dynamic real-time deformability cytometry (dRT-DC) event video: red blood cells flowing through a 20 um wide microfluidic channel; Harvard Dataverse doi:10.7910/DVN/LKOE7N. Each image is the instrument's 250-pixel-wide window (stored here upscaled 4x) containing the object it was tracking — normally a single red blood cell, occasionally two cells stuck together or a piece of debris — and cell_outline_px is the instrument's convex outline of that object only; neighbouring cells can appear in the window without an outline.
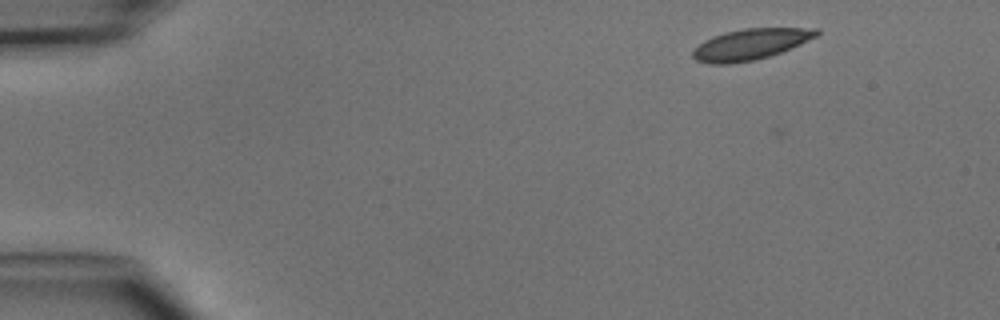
{"species": "common noctule bat (a hibernating species)", "species_latin": "Nyctalus noctula", "temperature_condition": "cold", "stored_images_in_passage": 5, "camera_frame_rate_fps": 3000, "um_per_image_px": 0.085, "animal": {"sex": "male", "body_mass_g": 15.6}, "frame": {"image": 1, "passage_image": 2, "time_ms": 1.0, "image_size_px": [1000, 320], "cell_outline_px": [[820, 32], [816, 36], [792, 48], [768, 56], [752, 60], [732, 64], [708, 64], [696, 60], [692, 56], [692, 52], [704, 40], [724, 32], [744, 28], [820, 28]], "centroid_in_image_um": [63.78, 3.76], "position_along_channel_um": 21.2, "area_um2": 22.2}}